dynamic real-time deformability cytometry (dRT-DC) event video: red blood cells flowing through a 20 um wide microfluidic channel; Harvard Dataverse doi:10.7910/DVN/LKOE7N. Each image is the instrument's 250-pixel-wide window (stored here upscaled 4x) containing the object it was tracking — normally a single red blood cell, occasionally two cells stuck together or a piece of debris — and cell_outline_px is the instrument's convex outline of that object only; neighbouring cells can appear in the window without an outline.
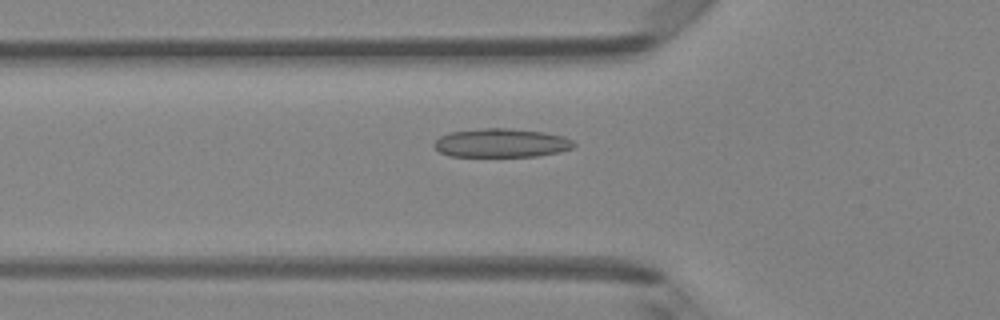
{"species": "Egyptian fruit bat (a non-hibernating species)", "species_latin": "Rousettus aegyptiacus", "temperature_condition": "room temperature", "stored_images_in_passage": 34, "camera_frame_rate_fps": 3000, "um_per_image_px": 0.085, "animal": {"sex": "female"}, "frame": {"image": 1, "passage_image": 3, "time_ms": 0.667, "image_size_px": [1000, 320], "cell_outline_px": [[576, 144], [572, 148], [560, 152], [536, 156], [448, 156], [440, 152], [432, 144], [440, 136], [448, 132], [484, 128], [504, 128], [544, 132], [564, 136], [572, 140]], "centroid_in_image_um": [42.61, 12.15], "position_along_channel_um": 83.2, "area_um2": 23.41}}
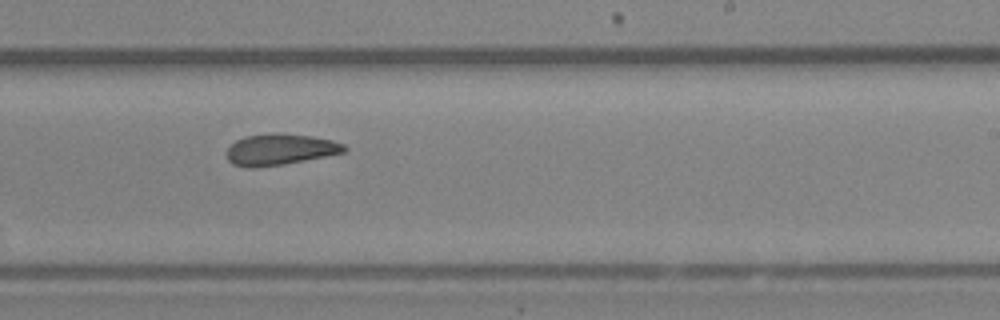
{"frame": {"image": 2, "passage_image": 16, "time_ms": 5.0, "image_size_px": [1000, 320], "cell_outline_px": [[348, 148], [344, 152], [284, 164], [256, 168], [252, 168], [232, 164], [228, 160], [228, 148], [236, 140], [244, 136], [276, 132], [312, 136], [332, 140], [344, 144]], "centroid_in_image_um": [23.8, 12.69], "position_along_channel_um": 265.2, "area_um2": 21.33}}
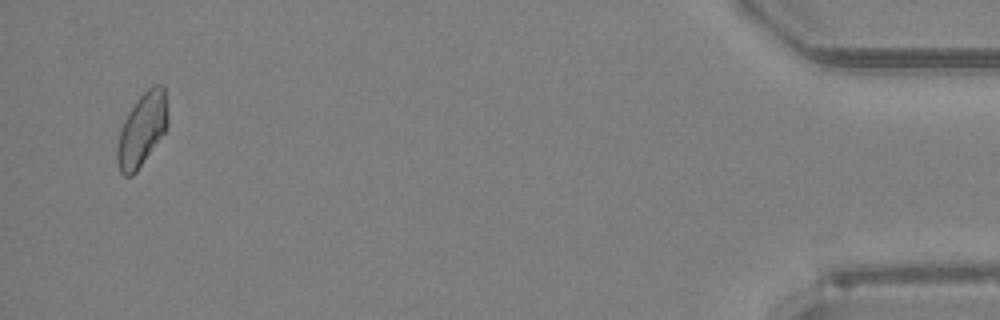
{"frame": {"image": 3, "passage_image": 33, "time_ms": 10.667, "image_size_px": [1000, 320], "cell_outline_px": [[168, 124], [164, 132], [136, 172], [132, 176], [124, 176], [120, 172], [116, 160], [116, 148], [120, 128], [128, 112], [136, 100], [152, 84], [164, 84], [168, 116]], "centroid_in_image_um": [12.05, 11.0], "position_along_channel_um": 423.1, "area_um2": 21.62}, "authors_computed_cell_mechanics": {"area_um2": 21.5594, "velocity_mm_per_s": 4.2103, "shape_relaxation_time_tau1_ms": null, "shape_relaxation_time_tau2_ms": 3.4124, "deformation_change_tau1": null, "deformation_change_tau2": 0.0976}}